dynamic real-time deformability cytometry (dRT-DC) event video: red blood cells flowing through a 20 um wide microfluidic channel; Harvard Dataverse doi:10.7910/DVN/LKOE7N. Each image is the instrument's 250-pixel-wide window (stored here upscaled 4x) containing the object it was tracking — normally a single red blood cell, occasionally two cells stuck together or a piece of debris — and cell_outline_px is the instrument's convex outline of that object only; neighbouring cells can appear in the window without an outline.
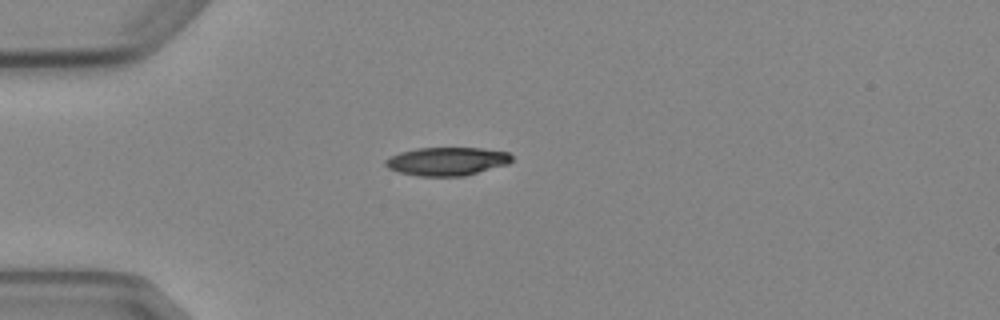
{"species": "Egyptian fruit bat (a non-hibernating species)", "species_latin": "Rousettus aegyptiacus", "temperature_condition": "cold", "stored_images_in_passage": 3, "camera_frame_rate_fps": 3000, "um_per_image_px": 0.085, "animal": {"sex": "female"}, "frame": {"image": 1, "passage_image": 1, "time_ms": 0.0, "image_size_px": [1000, 320], "cell_outline_px": [[512, 160], [508, 164], [464, 176], [420, 176], [400, 172], [388, 168], [384, 164], [384, 160], [400, 152], [416, 148], [480, 148], [508, 152], [512, 156]], "centroid_in_image_um": [37.99, 13.71], "position_along_channel_um": 47.0, "area_um2": 20.75}}
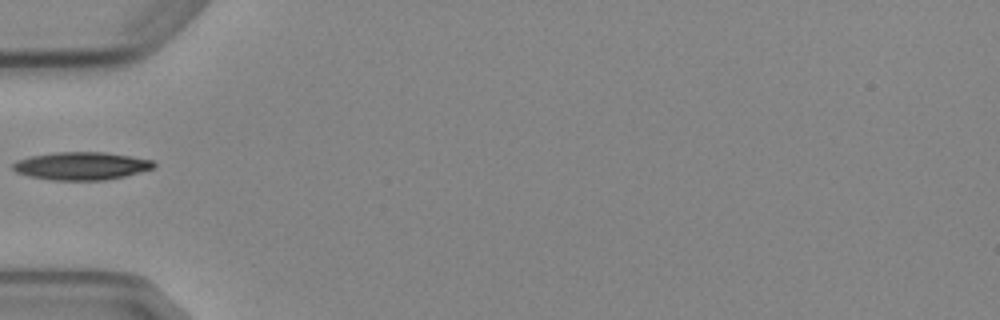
{"frame": {"image": 2, "passage_image": 2, "time_ms": 1.333, "image_size_px": [1000, 320], "cell_outline_px": [[156, 164], [152, 168], [140, 172], [124, 176], [104, 180], [52, 180], [28, 176], [16, 172], [12, 168], [12, 164], [16, 160], [32, 156], [56, 152], [104, 152], [132, 156], [152, 160]], "centroid_in_image_um": [6.89, 14.1], "position_along_channel_um": 78.1, "area_um2": 22.83}}
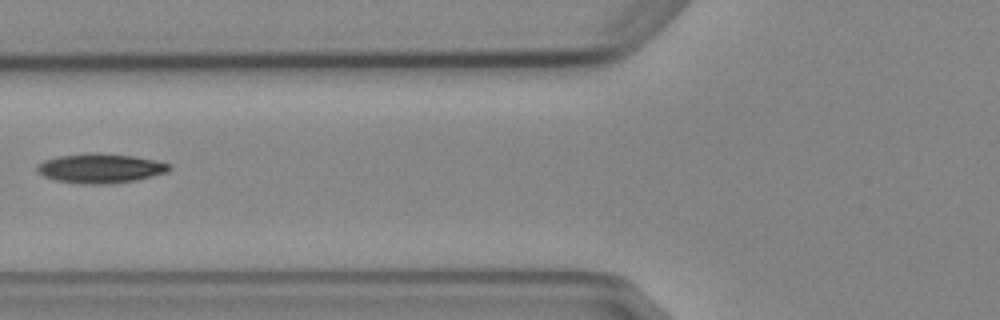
{"frame": {"image": 3, "passage_image": 3, "time_ms": 2.333, "image_size_px": [1000, 320], "cell_outline_px": [[172, 168], [168, 172], [136, 180], [104, 184], [84, 184], [56, 180], [44, 176], [36, 172], [36, 164], [44, 160], [60, 156], [92, 152], [96, 152], [132, 156], [156, 160], [168, 164]], "centroid_in_image_um": [8.51, 14.3], "position_along_channel_um": 117.3, "area_um2": 22.66}}